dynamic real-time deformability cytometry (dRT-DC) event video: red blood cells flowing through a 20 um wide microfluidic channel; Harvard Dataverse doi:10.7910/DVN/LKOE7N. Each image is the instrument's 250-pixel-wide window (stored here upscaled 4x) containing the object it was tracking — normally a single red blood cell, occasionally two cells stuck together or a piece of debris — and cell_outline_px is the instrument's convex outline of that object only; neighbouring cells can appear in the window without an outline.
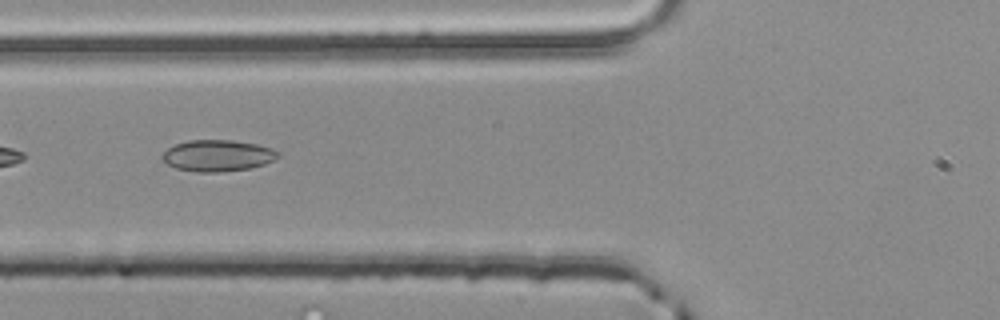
{"species": "common noctule bat (a hibernating species)", "species_latin": "Nyctalus noctula", "temperature_condition": "room temperature", "stored_images_in_passage": 6, "camera_frame_rate_fps": 3000, "um_per_image_px": 0.085, "animal": {"sex": "male", "body_mass_g": 20.4}, "frame": {"image": 1, "passage_image": 5, "time_ms": 1.333, "image_size_px": [1000, 320], "cell_outline_px": [[280, 156], [264, 164], [252, 168], [220, 172], [196, 172], [176, 168], [168, 164], [160, 156], [168, 148], [176, 144], [188, 140], [232, 140], [256, 144], [272, 148], [280, 152]], "centroid_in_image_um": [18.51, 13.23], "position_along_channel_um": 107.3, "area_um2": 21.21}}
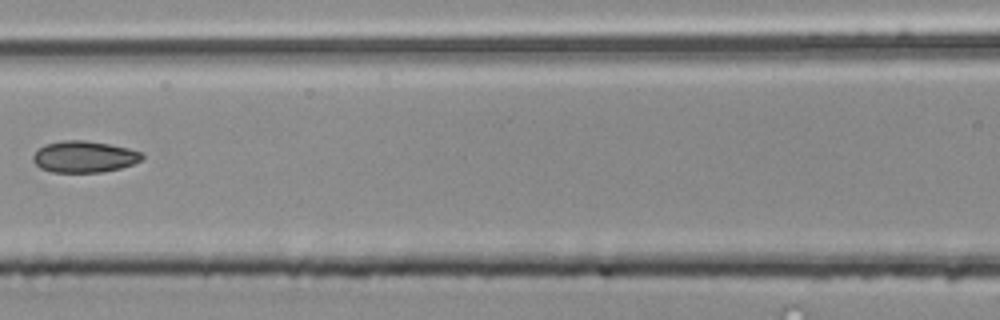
{"frame": {"image": 2, "passage_image": 6, "time_ms": 1.667, "image_size_px": [1000, 320], "cell_outline_px": [[144, 156], [140, 160], [132, 164], [120, 168], [104, 172], [52, 172], [40, 168], [32, 160], [32, 156], [36, 148], [44, 144], [64, 140], [84, 140], [108, 144], [128, 148], [144, 152]], "centroid_in_image_um": [7.12, 13.31], "position_along_channel_um": 159.5, "area_um2": 20.17}}